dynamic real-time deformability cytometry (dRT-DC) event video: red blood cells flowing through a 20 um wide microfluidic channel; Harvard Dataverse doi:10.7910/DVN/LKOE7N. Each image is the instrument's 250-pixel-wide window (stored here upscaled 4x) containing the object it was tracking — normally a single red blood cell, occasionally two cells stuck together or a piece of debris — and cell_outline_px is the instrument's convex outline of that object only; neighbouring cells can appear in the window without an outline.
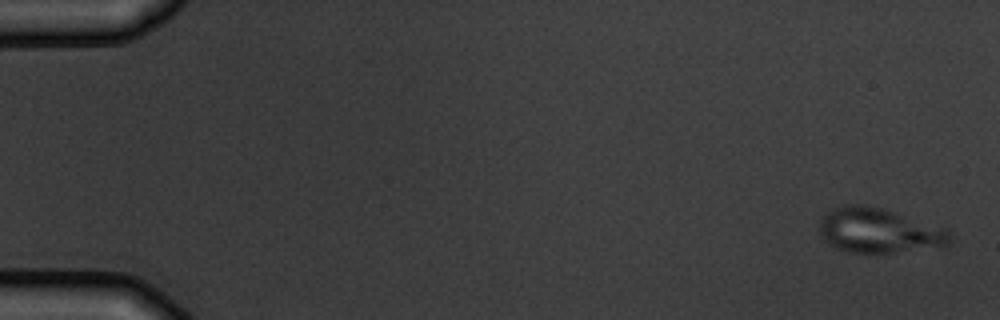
{"species": "common noctule bat (a hibernating species)", "species_latin": "Nyctalus noctula", "temperature_condition": "warm", "stored_images_in_passage": 7, "camera_frame_rate_fps": 3000, "um_per_image_px": 0.085, "animal": {"sex": "male", "body_mass_g": 19.5, "forearm_length_mm": 54.6}, "frame": {"image": 1, "passage_image": 1, "time_ms": 0.0, "image_size_px": [1000, 320], "cell_outline_px": [[952, 240], [944, 248], [892, 252], [848, 252], [836, 248], [824, 240], [820, 236], [820, 220], [828, 212], [844, 204], [856, 204], [880, 208], [948, 228], [952, 236]], "centroid_in_image_um": [74.78, 19.62], "position_along_channel_um": 10.2, "area_um2": 34.1}}